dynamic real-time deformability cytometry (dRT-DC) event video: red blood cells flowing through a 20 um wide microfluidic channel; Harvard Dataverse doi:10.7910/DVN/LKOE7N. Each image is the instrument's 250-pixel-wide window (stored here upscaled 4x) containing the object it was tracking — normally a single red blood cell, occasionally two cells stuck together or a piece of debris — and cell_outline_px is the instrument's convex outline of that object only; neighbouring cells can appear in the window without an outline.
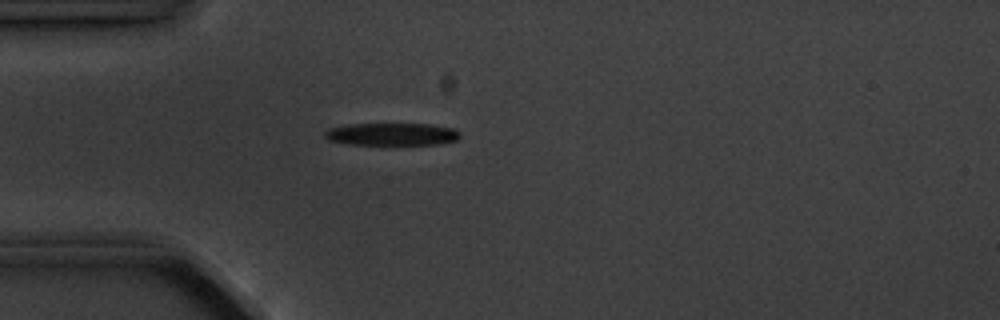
{"species": "common noctule bat (a hibernating species)", "species_latin": "Nyctalus noctula", "temperature_condition": "cold", "stored_images_in_passage": 5, "camera_frame_rate_fps": 3000, "um_per_image_px": 0.085, "animal": {"sex": "male", "body_mass_g": 20.1, "forearm_length_mm": 53.5}, "frame": {"image": 1, "passage_image": 5, "time_ms": 4.667, "image_size_px": [1000, 320], "cell_outline_px": [[460, 136], [456, 140], [440, 144], [344, 144], [328, 140], [324, 136], [324, 132], [328, 128], [348, 124], [428, 124], [456, 128], [460, 132]], "centroid_in_image_um": [33.29, 11.4], "position_along_channel_um": 51.7, "area_um2": 17.8}}